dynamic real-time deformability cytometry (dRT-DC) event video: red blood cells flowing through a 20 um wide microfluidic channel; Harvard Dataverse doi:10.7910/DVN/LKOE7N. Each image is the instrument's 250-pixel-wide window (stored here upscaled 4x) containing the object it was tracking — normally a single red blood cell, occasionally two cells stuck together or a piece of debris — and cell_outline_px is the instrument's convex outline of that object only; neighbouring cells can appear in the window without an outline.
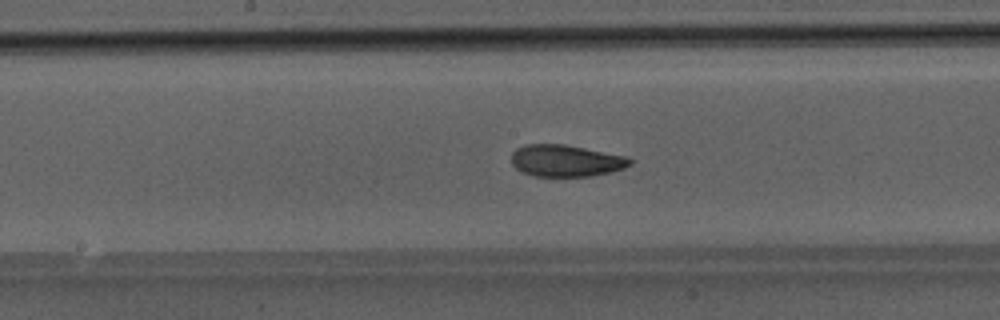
{"species": "Egyptian fruit bat (a non-hibernating species)", "species_latin": "Rousettus aegyptiacus", "temperature_condition": "room temperature", "stored_images_in_passage": 49, "camera_frame_rate_fps": 3000, "um_per_image_px": 0.085, "animal": {"sex": "male"}, "frame": {"image": 1, "passage_image": 26, "time_ms": 8.333, "image_size_px": [1000, 320], "cell_outline_px": [[632, 164], [624, 168], [612, 172], [592, 176], [532, 176], [520, 172], [512, 164], [512, 152], [516, 148], [524, 144], [564, 144], [628, 156], [632, 160]], "centroid_in_image_um": [48.1, 13.66], "position_along_channel_um": 200.1, "area_um2": 22.25}}
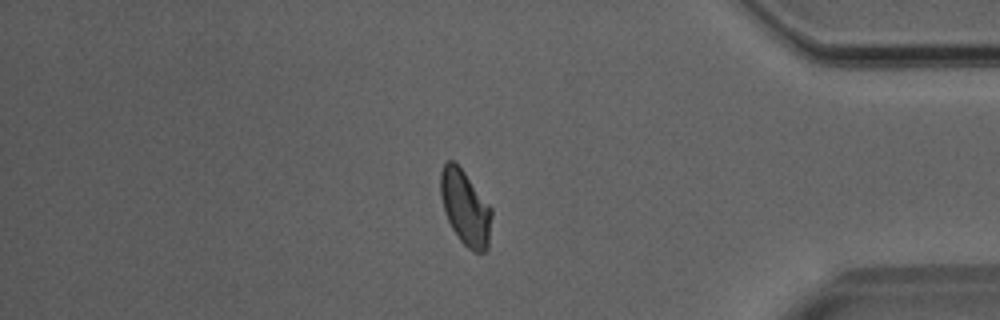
{"frame": {"image": 2, "passage_image": 42, "time_ms": 13.667, "image_size_px": [1000, 320], "cell_outline_px": [[492, 216], [488, 248], [484, 252], [476, 252], [468, 248], [460, 240], [452, 228], [444, 212], [440, 196], [440, 172], [444, 164], [448, 160], [452, 160], [464, 172], [492, 208]], "centroid_in_image_um": [39.55, 17.67], "position_along_channel_um": 395.7, "area_um2": 22.2}}
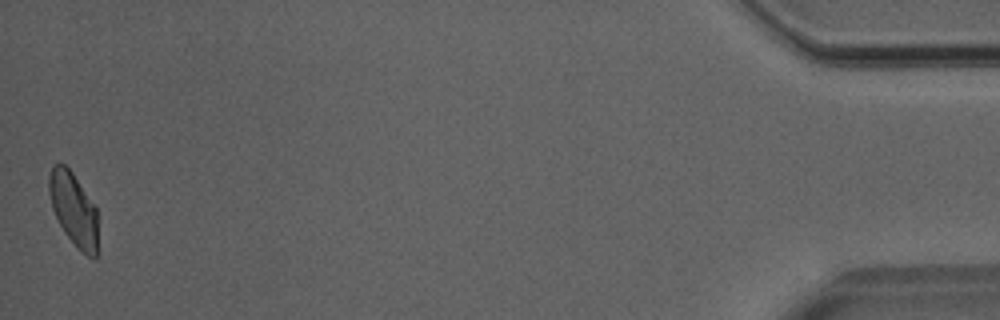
{"frame": {"image": 3, "passage_image": 49, "time_ms": 16.0, "image_size_px": [1000, 320], "cell_outline_px": [[96, 260], [80, 252], [76, 248], [64, 232], [52, 208], [48, 192], [48, 176], [52, 164], [64, 164], [72, 172], [96, 208]], "centroid_in_image_um": [6.22, 17.78], "position_along_channel_um": 429.0, "area_um2": 20.69}}